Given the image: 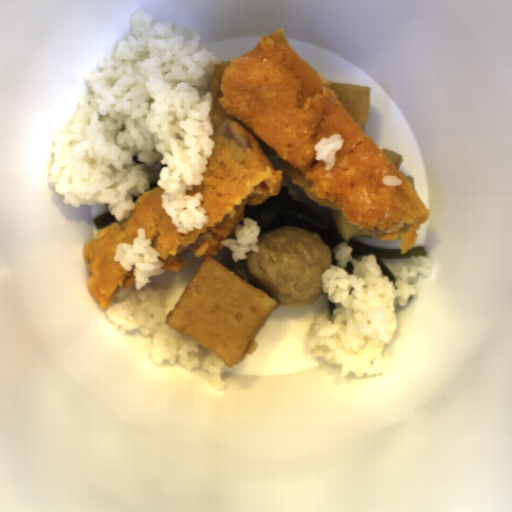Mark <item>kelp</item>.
<instances>
[{
	"mask_svg": "<svg viewBox=\"0 0 512 512\" xmlns=\"http://www.w3.org/2000/svg\"><path fill=\"white\" fill-rule=\"evenodd\" d=\"M351 248L350 256L356 261H362V258L368 255H374L376 264L379 265L381 275L387 277L394 285L396 275L389 266L384 264L385 260H409L410 256H428L426 247L413 246L407 253L402 254L400 249H384L375 245L354 240L352 237L347 241Z\"/></svg>",
	"mask_w": 512,
	"mask_h": 512,
	"instance_id": "2",
	"label": "kelp"
},
{
	"mask_svg": "<svg viewBox=\"0 0 512 512\" xmlns=\"http://www.w3.org/2000/svg\"><path fill=\"white\" fill-rule=\"evenodd\" d=\"M115 220L114 215L110 214L108 209L104 213L92 217V222L99 231L115 222Z\"/></svg>",
	"mask_w": 512,
	"mask_h": 512,
	"instance_id": "3",
	"label": "kelp"
},
{
	"mask_svg": "<svg viewBox=\"0 0 512 512\" xmlns=\"http://www.w3.org/2000/svg\"><path fill=\"white\" fill-rule=\"evenodd\" d=\"M244 213L246 218L257 222L260 234L280 227H301L317 234L331 251V265H339L333 249L344 243L341 234L307 204L293 198L287 187L281 186L278 193L260 205L247 203Z\"/></svg>",
	"mask_w": 512,
	"mask_h": 512,
	"instance_id": "1",
	"label": "kelp"
}]
</instances>
